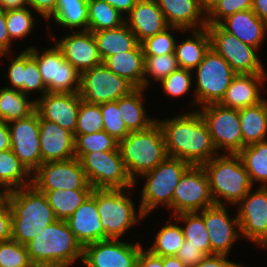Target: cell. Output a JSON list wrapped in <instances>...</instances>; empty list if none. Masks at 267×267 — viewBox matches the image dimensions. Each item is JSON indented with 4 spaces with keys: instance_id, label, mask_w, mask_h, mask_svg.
<instances>
[{
    "instance_id": "1",
    "label": "cell",
    "mask_w": 267,
    "mask_h": 267,
    "mask_svg": "<svg viewBox=\"0 0 267 267\" xmlns=\"http://www.w3.org/2000/svg\"><path fill=\"white\" fill-rule=\"evenodd\" d=\"M156 122L162 130L168 157L202 166L218 154L197 109L164 120L156 118Z\"/></svg>"
},
{
    "instance_id": "2",
    "label": "cell",
    "mask_w": 267,
    "mask_h": 267,
    "mask_svg": "<svg viewBox=\"0 0 267 267\" xmlns=\"http://www.w3.org/2000/svg\"><path fill=\"white\" fill-rule=\"evenodd\" d=\"M35 267H71L83 259V247L64 220H56L26 244Z\"/></svg>"
},
{
    "instance_id": "3",
    "label": "cell",
    "mask_w": 267,
    "mask_h": 267,
    "mask_svg": "<svg viewBox=\"0 0 267 267\" xmlns=\"http://www.w3.org/2000/svg\"><path fill=\"white\" fill-rule=\"evenodd\" d=\"M8 202L12 214V239L23 245L57 220L44 193L33 185L9 191Z\"/></svg>"
},
{
    "instance_id": "4",
    "label": "cell",
    "mask_w": 267,
    "mask_h": 267,
    "mask_svg": "<svg viewBox=\"0 0 267 267\" xmlns=\"http://www.w3.org/2000/svg\"><path fill=\"white\" fill-rule=\"evenodd\" d=\"M202 166L209 180L210 194L217 205L237 206L253 188L238 154H218Z\"/></svg>"
},
{
    "instance_id": "5",
    "label": "cell",
    "mask_w": 267,
    "mask_h": 267,
    "mask_svg": "<svg viewBox=\"0 0 267 267\" xmlns=\"http://www.w3.org/2000/svg\"><path fill=\"white\" fill-rule=\"evenodd\" d=\"M118 147L135 186L139 176L153 170L168 157L162 130L157 122L146 130L130 132Z\"/></svg>"
},
{
    "instance_id": "6",
    "label": "cell",
    "mask_w": 267,
    "mask_h": 267,
    "mask_svg": "<svg viewBox=\"0 0 267 267\" xmlns=\"http://www.w3.org/2000/svg\"><path fill=\"white\" fill-rule=\"evenodd\" d=\"M131 189H96L100 223L110 239H120L128 229L146 218L140 207L136 214L135 204L128 196Z\"/></svg>"
},
{
    "instance_id": "7",
    "label": "cell",
    "mask_w": 267,
    "mask_h": 267,
    "mask_svg": "<svg viewBox=\"0 0 267 267\" xmlns=\"http://www.w3.org/2000/svg\"><path fill=\"white\" fill-rule=\"evenodd\" d=\"M191 165L184 160L167 157L153 170L140 177L146 179L141 189L140 204L138 205L147 217L159 205L169 209L172 205L174 189L180 178Z\"/></svg>"
},
{
    "instance_id": "8",
    "label": "cell",
    "mask_w": 267,
    "mask_h": 267,
    "mask_svg": "<svg viewBox=\"0 0 267 267\" xmlns=\"http://www.w3.org/2000/svg\"><path fill=\"white\" fill-rule=\"evenodd\" d=\"M195 90L192 106L220 103L237 75L229 63L212 48L204 54L202 62L195 68Z\"/></svg>"
},
{
    "instance_id": "9",
    "label": "cell",
    "mask_w": 267,
    "mask_h": 267,
    "mask_svg": "<svg viewBox=\"0 0 267 267\" xmlns=\"http://www.w3.org/2000/svg\"><path fill=\"white\" fill-rule=\"evenodd\" d=\"M80 162L88 183L94 189L135 188L120 150L86 153Z\"/></svg>"
},
{
    "instance_id": "10",
    "label": "cell",
    "mask_w": 267,
    "mask_h": 267,
    "mask_svg": "<svg viewBox=\"0 0 267 267\" xmlns=\"http://www.w3.org/2000/svg\"><path fill=\"white\" fill-rule=\"evenodd\" d=\"M53 46L42 53L34 45L25 50L36 60L48 93H79L81 74L64 58L55 43Z\"/></svg>"
},
{
    "instance_id": "11",
    "label": "cell",
    "mask_w": 267,
    "mask_h": 267,
    "mask_svg": "<svg viewBox=\"0 0 267 267\" xmlns=\"http://www.w3.org/2000/svg\"><path fill=\"white\" fill-rule=\"evenodd\" d=\"M210 48L223 57L236 74H267L258 49L243 43L219 24L206 26Z\"/></svg>"
},
{
    "instance_id": "12",
    "label": "cell",
    "mask_w": 267,
    "mask_h": 267,
    "mask_svg": "<svg viewBox=\"0 0 267 267\" xmlns=\"http://www.w3.org/2000/svg\"><path fill=\"white\" fill-rule=\"evenodd\" d=\"M198 111L207 125L217 152L224 150L221 153L238 154L243 149V135L237 109L213 103L200 107Z\"/></svg>"
},
{
    "instance_id": "13",
    "label": "cell",
    "mask_w": 267,
    "mask_h": 267,
    "mask_svg": "<svg viewBox=\"0 0 267 267\" xmlns=\"http://www.w3.org/2000/svg\"><path fill=\"white\" fill-rule=\"evenodd\" d=\"M135 87L103 63L81 73L79 95L87 103L103 104L128 95Z\"/></svg>"
},
{
    "instance_id": "14",
    "label": "cell",
    "mask_w": 267,
    "mask_h": 267,
    "mask_svg": "<svg viewBox=\"0 0 267 267\" xmlns=\"http://www.w3.org/2000/svg\"><path fill=\"white\" fill-rule=\"evenodd\" d=\"M214 204L204 167L191 165L174 189L171 215L200 212Z\"/></svg>"
},
{
    "instance_id": "15",
    "label": "cell",
    "mask_w": 267,
    "mask_h": 267,
    "mask_svg": "<svg viewBox=\"0 0 267 267\" xmlns=\"http://www.w3.org/2000/svg\"><path fill=\"white\" fill-rule=\"evenodd\" d=\"M37 190L94 189L86 178L78 158L42 163L32 173Z\"/></svg>"
},
{
    "instance_id": "16",
    "label": "cell",
    "mask_w": 267,
    "mask_h": 267,
    "mask_svg": "<svg viewBox=\"0 0 267 267\" xmlns=\"http://www.w3.org/2000/svg\"><path fill=\"white\" fill-rule=\"evenodd\" d=\"M143 245L124 239H104L83 247L84 267H137Z\"/></svg>"
},
{
    "instance_id": "17",
    "label": "cell",
    "mask_w": 267,
    "mask_h": 267,
    "mask_svg": "<svg viewBox=\"0 0 267 267\" xmlns=\"http://www.w3.org/2000/svg\"><path fill=\"white\" fill-rule=\"evenodd\" d=\"M11 150L33 173L41 164L39 115L35 111L26 118L8 123Z\"/></svg>"
},
{
    "instance_id": "18",
    "label": "cell",
    "mask_w": 267,
    "mask_h": 267,
    "mask_svg": "<svg viewBox=\"0 0 267 267\" xmlns=\"http://www.w3.org/2000/svg\"><path fill=\"white\" fill-rule=\"evenodd\" d=\"M207 228L211 254L229 256L231 249L241 236L237 215L230 217L225 205L214 204L198 212Z\"/></svg>"
},
{
    "instance_id": "19",
    "label": "cell",
    "mask_w": 267,
    "mask_h": 267,
    "mask_svg": "<svg viewBox=\"0 0 267 267\" xmlns=\"http://www.w3.org/2000/svg\"><path fill=\"white\" fill-rule=\"evenodd\" d=\"M256 188H251L236 206L241 237L255 245L267 233V187Z\"/></svg>"
},
{
    "instance_id": "20",
    "label": "cell",
    "mask_w": 267,
    "mask_h": 267,
    "mask_svg": "<svg viewBox=\"0 0 267 267\" xmlns=\"http://www.w3.org/2000/svg\"><path fill=\"white\" fill-rule=\"evenodd\" d=\"M55 41L56 46L62 51L64 58L72 64L77 71L82 72L92 69L103 63L93 32L72 31L56 40L53 34H50Z\"/></svg>"
},
{
    "instance_id": "21",
    "label": "cell",
    "mask_w": 267,
    "mask_h": 267,
    "mask_svg": "<svg viewBox=\"0 0 267 267\" xmlns=\"http://www.w3.org/2000/svg\"><path fill=\"white\" fill-rule=\"evenodd\" d=\"M39 119L56 123L75 134L81 97L79 93H46L36 99Z\"/></svg>"
},
{
    "instance_id": "22",
    "label": "cell",
    "mask_w": 267,
    "mask_h": 267,
    "mask_svg": "<svg viewBox=\"0 0 267 267\" xmlns=\"http://www.w3.org/2000/svg\"><path fill=\"white\" fill-rule=\"evenodd\" d=\"M42 163L75 158L74 134L54 122L39 119Z\"/></svg>"
},
{
    "instance_id": "23",
    "label": "cell",
    "mask_w": 267,
    "mask_h": 267,
    "mask_svg": "<svg viewBox=\"0 0 267 267\" xmlns=\"http://www.w3.org/2000/svg\"><path fill=\"white\" fill-rule=\"evenodd\" d=\"M69 229L76 240L85 245L104 239H109L100 223V216L96 206V189L66 220Z\"/></svg>"
},
{
    "instance_id": "24",
    "label": "cell",
    "mask_w": 267,
    "mask_h": 267,
    "mask_svg": "<svg viewBox=\"0 0 267 267\" xmlns=\"http://www.w3.org/2000/svg\"><path fill=\"white\" fill-rule=\"evenodd\" d=\"M9 60L8 72L4 74L9 80L8 88L26 95L39 91L41 97L47 93L38 64L27 50H22L19 55Z\"/></svg>"
},
{
    "instance_id": "25",
    "label": "cell",
    "mask_w": 267,
    "mask_h": 267,
    "mask_svg": "<svg viewBox=\"0 0 267 267\" xmlns=\"http://www.w3.org/2000/svg\"><path fill=\"white\" fill-rule=\"evenodd\" d=\"M125 23L139 43L169 27L156 0H138L125 16Z\"/></svg>"
},
{
    "instance_id": "26",
    "label": "cell",
    "mask_w": 267,
    "mask_h": 267,
    "mask_svg": "<svg viewBox=\"0 0 267 267\" xmlns=\"http://www.w3.org/2000/svg\"><path fill=\"white\" fill-rule=\"evenodd\" d=\"M266 79L267 74H237L220 104L237 110L258 104L264 99L260 88Z\"/></svg>"
},
{
    "instance_id": "27",
    "label": "cell",
    "mask_w": 267,
    "mask_h": 267,
    "mask_svg": "<svg viewBox=\"0 0 267 267\" xmlns=\"http://www.w3.org/2000/svg\"><path fill=\"white\" fill-rule=\"evenodd\" d=\"M169 26L184 31L206 28V14L198 0H156Z\"/></svg>"
},
{
    "instance_id": "28",
    "label": "cell",
    "mask_w": 267,
    "mask_h": 267,
    "mask_svg": "<svg viewBox=\"0 0 267 267\" xmlns=\"http://www.w3.org/2000/svg\"><path fill=\"white\" fill-rule=\"evenodd\" d=\"M219 25L243 43L259 51L266 39L267 23L260 19L252 9L236 12L222 20Z\"/></svg>"
},
{
    "instance_id": "29",
    "label": "cell",
    "mask_w": 267,
    "mask_h": 267,
    "mask_svg": "<svg viewBox=\"0 0 267 267\" xmlns=\"http://www.w3.org/2000/svg\"><path fill=\"white\" fill-rule=\"evenodd\" d=\"M103 64L135 88H143L144 52L141 43L130 51L107 57Z\"/></svg>"
},
{
    "instance_id": "30",
    "label": "cell",
    "mask_w": 267,
    "mask_h": 267,
    "mask_svg": "<svg viewBox=\"0 0 267 267\" xmlns=\"http://www.w3.org/2000/svg\"><path fill=\"white\" fill-rule=\"evenodd\" d=\"M144 88H135L128 95L118 99V108L121 117L130 132L143 131L156 122L154 117H149L143 105ZM144 98V99H143Z\"/></svg>"
},
{
    "instance_id": "31",
    "label": "cell",
    "mask_w": 267,
    "mask_h": 267,
    "mask_svg": "<svg viewBox=\"0 0 267 267\" xmlns=\"http://www.w3.org/2000/svg\"><path fill=\"white\" fill-rule=\"evenodd\" d=\"M188 32H191L190 37L176 42L174 54L180 68L194 72L210 48V36L207 28Z\"/></svg>"
},
{
    "instance_id": "32",
    "label": "cell",
    "mask_w": 267,
    "mask_h": 267,
    "mask_svg": "<svg viewBox=\"0 0 267 267\" xmlns=\"http://www.w3.org/2000/svg\"><path fill=\"white\" fill-rule=\"evenodd\" d=\"M243 148L267 139V99L238 110Z\"/></svg>"
},
{
    "instance_id": "33",
    "label": "cell",
    "mask_w": 267,
    "mask_h": 267,
    "mask_svg": "<svg viewBox=\"0 0 267 267\" xmlns=\"http://www.w3.org/2000/svg\"><path fill=\"white\" fill-rule=\"evenodd\" d=\"M102 61L112 55L132 50L139 42L128 25L93 32Z\"/></svg>"
},
{
    "instance_id": "34",
    "label": "cell",
    "mask_w": 267,
    "mask_h": 267,
    "mask_svg": "<svg viewBox=\"0 0 267 267\" xmlns=\"http://www.w3.org/2000/svg\"><path fill=\"white\" fill-rule=\"evenodd\" d=\"M51 19L65 30H88V0H57Z\"/></svg>"
},
{
    "instance_id": "35",
    "label": "cell",
    "mask_w": 267,
    "mask_h": 267,
    "mask_svg": "<svg viewBox=\"0 0 267 267\" xmlns=\"http://www.w3.org/2000/svg\"><path fill=\"white\" fill-rule=\"evenodd\" d=\"M36 100L8 87L0 88V120L6 123L23 119L35 112Z\"/></svg>"
},
{
    "instance_id": "36",
    "label": "cell",
    "mask_w": 267,
    "mask_h": 267,
    "mask_svg": "<svg viewBox=\"0 0 267 267\" xmlns=\"http://www.w3.org/2000/svg\"><path fill=\"white\" fill-rule=\"evenodd\" d=\"M44 193L57 220L66 221L92 194L93 189L38 190Z\"/></svg>"
},
{
    "instance_id": "37",
    "label": "cell",
    "mask_w": 267,
    "mask_h": 267,
    "mask_svg": "<svg viewBox=\"0 0 267 267\" xmlns=\"http://www.w3.org/2000/svg\"><path fill=\"white\" fill-rule=\"evenodd\" d=\"M32 185V173L11 149L0 151V186L8 191Z\"/></svg>"
},
{
    "instance_id": "38",
    "label": "cell",
    "mask_w": 267,
    "mask_h": 267,
    "mask_svg": "<svg viewBox=\"0 0 267 267\" xmlns=\"http://www.w3.org/2000/svg\"><path fill=\"white\" fill-rule=\"evenodd\" d=\"M238 155L252 184L267 187V139L245 146Z\"/></svg>"
},
{
    "instance_id": "39",
    "label": "cell",
    "mask_w": 267,
    "mask_h": 267,
    "mask_svg": "<svg viewBox=\"0 0 267 267\" xmlns=\"http://www.w3.org/2000/svg\"><path fill=\"white\" fill-rule=\"evenodd\" d=\"M125 23V16L103 0H88V30L115 29Z\"/></svg>"
},
{
    "instance_id": "40",
    "label": "cell",
    "mask_w": 267,
    "mask_h": 267,
    "mask_svg": "<svg viewBox=\"0 0 267 267\" xmlns=\"http://www.w3.org/2000/svg\"><path fill=\"white\" fill-rule=\"evenodd\" d=\"M169 221L175 223L168 222L163 225L154 237V243L147 249L157 256H176L185 240L180 221L176 218L174 220L171 215Z\"/></svg>"
},
{
    "instance_id": "41",
    "label": "cell",
    "mask_w": 267,
    "mask_h": 267,
    "mask_svg": "<svg viewBox=\"0 0 267 267\" xmlns=\"http://www.w3.org/2000/svg\"><path fill=\"white\" fill-rule=\"evenodd\" d=\"M183 221L181 228L188 244L198 247L205 255L211 254V245L204 219L198 212L180 213L172 216Z\"/></svg>"
},
{
    "instance_id": "42",
    "label": "cell",
    "mask_w": 267,
    "mask_h": 267,
    "mask_svg": "<svg viewBox=\"0 0 267 267\" xmlns=\"http://www.w3.org/2000/svg\"><path fill=\"white\" fill-rule=\"evenodd\" d=\"M74 138L75 157L79 160L86 153L119 150V142L105 131L86 135H74Z\"/></svg>"
},
{
    "instance_id": "43",
    "label": "cell",
    "mask_w": 267,
    "mask_h": 267,
    "mask_svg": "<svg viewBox=\"0 0 267 267\" xmlns=\"http://www.w3.org/2000/svg\"><path fill=\"white\" fill-rule=\"evenodd\" d=\"M178 68L179 65L175 54L144 56L143 88H148L151 78L160 83ZM148 77H150V80Z\"/></svg>"
},
{
    "instance_id": "44",
    "label": "cell",
    "mask_w": 267,
    "mask_h": 267,
    "mask_svg": "<svg viewBox=\"0 0 267 267\" xmlns=\"http://www.w3.org/2000/svg\"><path fill=\"white\" fill-rule=\"evenodd\" d=\"M33 14L35 13L29 6L6 11V28L12 42L17 39H25L28 34L32 33L36 24Z\"/></svg>"
},
{
    "instance_id": "45",
    "label": "cell",
    "mask_w": 267,
    "mask_h": 267,
    "mask_svg": "<svg viewBox=\"0 0 267 267\" xmlns=\"http://www.w3.org/2000/svg\"><path fill=\"white\" fill-rule=\"evenodd\" d=\"M178 31L182 33L186 32L180 28L169 26L164 31L146 38L141 42L144 56L174 54L177 40L175 39V35H173V33ZM171 32L173 33L171 34Z\"/></svg>"
},
{
    "instance_id": "46",
    "label": "cell",
    "mask_w": 267,
    "mask_h": 267,
    "mask_svg": "<svg viewBox=\"0 0 267 267\" xmlns=\"http://www.w3.org/2000/svg\"><path fill=\"white\" fill-rule=\"evenodd\" d=\"M98 131H103V117L100 105L81 100L74 135L93 134Z\"/></svg>"
},
{
    "instance_id": "47",
    "label": "cell",
    "mask_w": 267,
    "mask_h": 267,
    "mask_svg": "<svg viewBox=\"0 0 267 267\" xmlns=\"http://www.w3.org/2000/svg\"><path fill=\"white\" fill-rule=\"evenodd\" d=\"M99 105L103 117V131L120 142L130 131L121 117L118 100Z\"/></svg>"
},
{
    "instance_id": "48",
    "label": "cell",
    "mask_w": 267,
    "mask_h": 267,
    "mask_svg": "<svg viewBox=\"0 0 267 267\" xmlns=\"http://www.w3.org/2000/svg\"><path fill=\"white\" fill-rule=\"evenodd\" d=\"M0 267H35L29 258L26 245L13 239L0 242Z\"/></svg>"
},
{
    "instance_id": "49",
    "label": "cell",
    "mask_w": 267,
    "mask_h": 267,
    "mask_svg": "<svg viewBox=\"0 0 267 267\" xmlns=\"http://www.w3.org/2000/svg\"><path fill=\"white\" fill-rule=\"evenodd\" d=\"M194 72L184 68H178L160 83L161 89L170 97H183L188 94L194 83ZM193 79V80H192Z\"/></svg>"
},
{
    "instance_id": "50",
    "label": "cell",
    "mask_w": 267,
    "mask_h": 267,
    "mask_svg": "<svg viewBox=\"0 0 267 267\" xmlns=\"http://www.w3.org/2000/svg\"><path fill=\"white\" fill-rule=\"evenodd\" d=\"M252 8V0H219L206 15L207 25L219 24L226 17Z\"/></svg>"
},
{
    "instance_id": "51",
    "label": "cell",
    "mask_w": 267,
    "mask_h": 267,
    "mask_svg": "<svg viewBox=\"0 0 267 267\" xmlns=\"http://www.w3.org/2000/svg\"><path fill=\"white\" fill-rule=\"evenodd\" d=\"M176 256L186 267H193L206 255L198 247L188 244V240H184Z\"/></svg>"
},
{
    "instance_id": "52",
    "label": "cell",
    "mask_w": 267,
    "mask_h": 267,
    "mask_svg": "<svg viewBox=\"0 0 267 267\" xmlns=\"http://www.w3.org/2000/svg\"><path fill=\"white\" fill-rule=\"evenodd\" d=\"M12 239V214L11 207L7 201L0 208V242Z\"/></svg>"
},
{
    "instance_id": "53",
    "label": "cell",
    "mask_w": 267,
    "mask_h": 267,
    "mask_svg": "<svg viewBox=\"0 0 267 267\" xmlns=\"http://www.w3.org/2000/svg\"><path fill=\"white\" fill-rule=\"evenodd\" d=\"M227 255L210 254L206 255L193 267H244L241 263L230 261Z\"/></svg>"
},
{
    "instance_id": "54",
    "label": "cell",
    "mask_w": 267,
    "mask_h": 267,
    "mask_svg": "<svg viewBox=\"0 0 267 267\" xmlns=\"http://www.w3.org/2000/svg\"><path fill=\"white\" fill-rule=\"evenodd\" d=\"M56 3L57 0H28V6L46 21L54 15Z\"/></svg>"
},
{
    "instance_id": "55",
    "label": "cell",
    "mask_w": 267,
    "mask_h": 267,
    "mask_svg": "<svg viewBox=\"0 0 267 267\" xmlns=\"http://www.w3.org/2000/svg\"><path fill=\"white\" fill-rule=\"evenodd\" d=\"M12 41L6 28V11L0 8V57H6L12 52ZM11 51V52H10ZM7 54V55H6Z\"/></svg>"
},
{
    "instance_id": "56",
    "label": "cell",
    "mask_w": 267,
    "mask_h": 267,
    "mask_svg": "<svg viewBox=\"0 0 267 267\" xmlns=\"http://www.w3.org/2000/svg\"><path fill=\"white\" fill-rule=\"evenodd\" d=\"M137 267H163V257L142 248L138 256Z\"/></svg>"
},
{
    "instance_id": "57",
    "label": "cell",
    "mask_w": 267,
    "mask_h": 267,
    "mask_svg": "<svg viewBox=\"0 0 267 267\" xmlns=\"http://www.w3.org/2000/svg\"><path fill=\"white\" fill-rule=\"evenodd\" d=\"M118 10L121 14L127 15L135 6L138 0H103Z\"/></svg>"
},
{
    "instance_id": "58",
    "label": "cell",
    "mask_w": 267,
    "mask_h": 267,
    "mask_svg": "<svg viewBox=\"0 0 267 267\" xmlns=\"http://www.w3.org/2000/svg\"><path fill=\"white\" fill-rule=\"evenodd\" d=\"M11 149L8 123L0 120V151Z\"/></svg>"
},
{
    "instance_id": "59",
    "label": "cell",
    "mask_w": 267,
    "mask_h": 267,
    "mask_svg": "<svg viewBox=\"0 0 267 267\" xmlns=\"http://www.w3.org/2000/svg\"><path fill=\"white\" fill-rule=\"evenodd\" d=\"M253 12L267 23V0H252Z\"/></svg>"
},
{
    "instance_id": "60",
    "label": "cell",
    "mask_w": 267,
    "mask_h": 267,
    "mask_svg": "<svg viewBox=\"0 0 267 267\" xmlns=\"http://www.w3.org/2000/svg\"><path fill=\"white\" fill-rule=\"evenodd\" d=\"M28 7V0H0V8L4 11Z\"/></svg>"
},
{
    "instance_id": "61",
    "label": "cell",
    "mask_w": 267,
    "mask_h": 267,
    "mask_svg": "<svg viewBox=\"0 0 267 267\" xmlns=\"http://www.w3.org/2000/svg\"><path fill=\"white\" fill-rule=\"evenodd\" d=\"M163 267H186L177 256L163 257Z\"/></svg>"
},
{
    "instance_id": "62",
    "label": "cell",
    "mask_w": 267,
    "mask_h": 267,
    "mask_svg": "<svg viewBox=\"0 0 267 267\" xmlns=\"http://www.w3.org/2000/svg\"><path fill=\"white\" fill-rule=\"evenodd\" d=\"M219 0H198L201 10L207 15Z\"/></svg>"
},
{
    "instance_id": "63",
    "label": "cell",
    "mask_w": 267,
    "mask_h": 267,
    "mask_svg": "<svg viewBox=\"0 0 267 267\" xmlns=\"http://www.w3.org/2000/svg\"><path fill=\"white\" fill-rule=\"evenodd\" d=\"M1 188L3 189L2 191ZM8 194L9 191L6 188L0 186V208L8 201Z\"/></svg>"
},
{
    "instance_id": "64",
    "label": "cell",
    "mask_w": 267,
    "mask_h": 267,
    "mask_svg": "<svg viewBox=\"0 0 267 267\" xmlns=\"http://www.w3.org/2000/svg\"><path fill=\"white\" fill-rule=\"evenodd\" d=\"M256 246L263 247L264 249H267V233L266 235L256 244Z\"/></svg>"
}]
</instances>
